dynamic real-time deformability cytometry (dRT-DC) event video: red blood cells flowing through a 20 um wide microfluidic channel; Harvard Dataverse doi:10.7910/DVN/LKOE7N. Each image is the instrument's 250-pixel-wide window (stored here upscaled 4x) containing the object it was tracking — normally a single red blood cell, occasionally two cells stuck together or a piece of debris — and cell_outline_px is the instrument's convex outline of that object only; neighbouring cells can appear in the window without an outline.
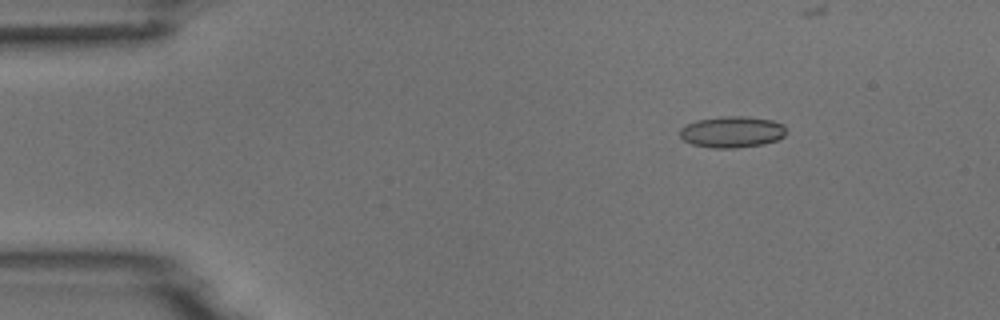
{"species": "common noctule bat (a hibernating species)", "species_latin": "Nyctalus noctula", "temperature_condition": "room temperature", "stored_images_in_passage": 4, "camera_frame_rate_fps": 3000, "um_per_image_px": 0.085, "animal": {"sex": "male", "body_mass_g": 18.8}, "frame": {"image": 1, "passage_image": 2, "time_ms": 2.0, "image_size_px": [1000, 320], "cell_outline_px": [[784, 136], [776, 140], [764, 144], [736, 148], [712, 148], [692, 144], [684, 140], [680, 136], [680, 128], [696, 120], [720, 116], [748, 116], [772, 120], [784, 124]], "centroid_in_image_um": [62.21, 11.21], "position_along_channel_um": 22.8, "area_um2": 19.48}}